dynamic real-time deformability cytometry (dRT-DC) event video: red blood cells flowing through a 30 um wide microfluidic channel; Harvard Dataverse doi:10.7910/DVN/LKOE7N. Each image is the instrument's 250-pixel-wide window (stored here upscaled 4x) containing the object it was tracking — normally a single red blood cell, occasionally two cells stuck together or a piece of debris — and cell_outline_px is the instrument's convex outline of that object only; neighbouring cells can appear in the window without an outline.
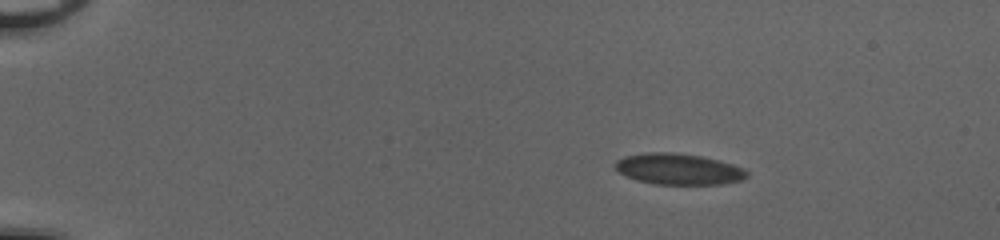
{"species": "common noctule bat (a hibernating species)", "species_latin": "Nyctalus noctula", "temperature_condition": "cold", "stored_images_in_passage": 47, "camera_frame_rate_fps": 3000, "um_per_image_px": 0.085, "animal": {"sex": "female", "body_mass_g": 20.0, "forearm_length_mm": 54.0}, "frame": {"image": 1, "passage_image": 1, "time_ms": 0.0, "image_size_px": [1000, 240], "cell_outline_px": [[748, 176], [740, 180], [720, 184], [656, 184], [640, 180], [628, 176], [620, 172], [616, 168], [616, 160], [628, 156], [700, 156], [716, 160], [740, 168], [748, 172]], "centroid_in_image_um": [57.75, 14.45], "position_along_channel_um": 27.2, "area_um2": 21.73}}
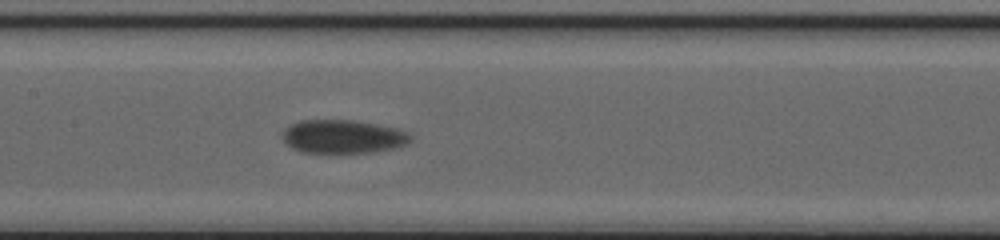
{"frame": {"image": 2, "passage_image": 21, "time_ms": 6.667, "image_size_px": [1000, 240], "cell_outline_px": [[408, 140], [404, 144], [392, 148], [376, 152], [304, 152], [288, 144], [284, 140], [284, 132], [292, 124], [300, 120], [356, 120], [376, 124], [392, 128], [404, 132], [408, 136]], "centroid_in_image_um": [29.12, 11.6], "position_along_channel_um": 178.3, "area_um2": 24.04}}
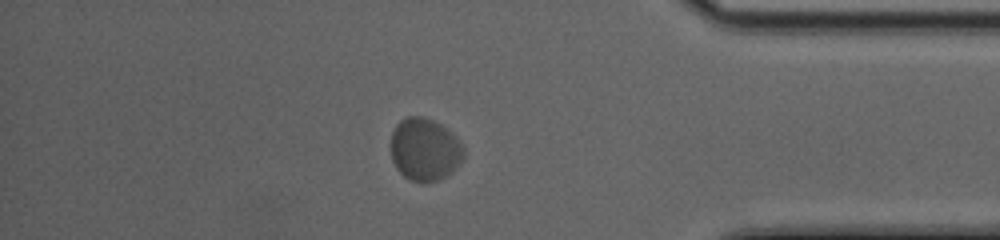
{"frame": {"image": 3, "passage_image": 40, "time_ms": 13.0, "image_size_px": [1000, 240], "cell_outline_px": [[464, 156], [452, 172], [436, 180], [408, 180], [396, 168], [392, 160], [392, 132], [396, 124], [400, 120], [408, 116], [420, 116], [432, 120], [440, 124], [464, 148]], "centroid_in_image_um": [36.07, 12.69], "position_along_channel_um": 399.1, "area_um2": 25.84}, "authors_computed_cell_mechanics": {"area_um2": 24.2182, "velocity_mm_per_s": 3.8322, "shape_relaxation_time_tau1_ms": 1.3362, "shape_relaxation_time_tau2_ms": null, "deformation_change_tau1": 0.0537, "deformation_change_tau2": null}}